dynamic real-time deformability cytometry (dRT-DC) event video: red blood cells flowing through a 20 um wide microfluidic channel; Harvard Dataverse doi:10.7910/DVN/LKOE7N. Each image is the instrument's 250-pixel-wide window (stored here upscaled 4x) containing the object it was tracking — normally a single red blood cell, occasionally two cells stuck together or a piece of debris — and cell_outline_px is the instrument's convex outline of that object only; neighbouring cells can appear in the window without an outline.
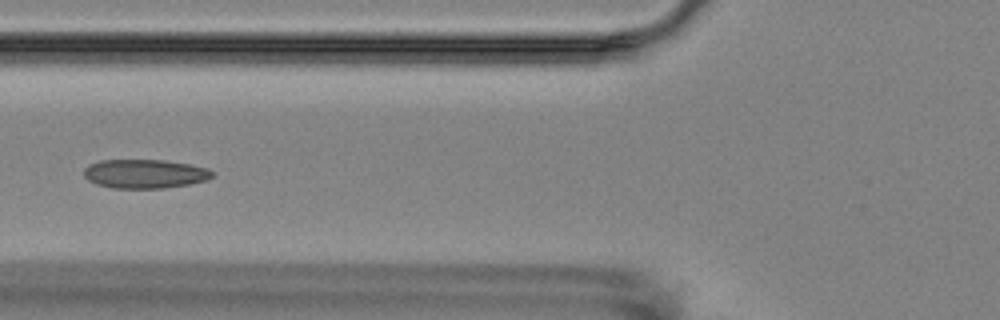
{"species": "Egyptian fruit bat (a non-hibernating species)", "species_latin": "Rousettus aegyptiacus", "temperature_condition": "room temperature", "stored_images_in_passage": 9, "camera_frame_rate_fps": 3000, "um_per_image_px": 0.085, "animal": {"sex": "female"}, "frame": {"image": 1, "passage_image": 6, "time_ms": 6.0, "image_size_px": [1000, 320], "cell_outline_px": [[216, 172], [208, 180], [188, 184], [164, 188], [112, 188], [96, 184], [88, 180], [84, 176], [84, 168], [88, 164], [100, 160], [164, 160], [192, 164], [208, 168]], "centroid_in_image_um": [12.32, 14.76], "position_along_channel_um": 113.5, "area_um2": 21.91}}
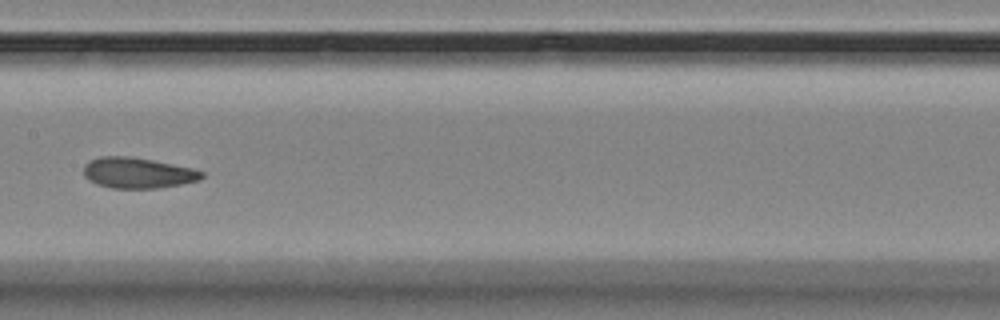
{"frame": {"image": 2, "passage_image": 8, "time_ms": 8.333, "image_size_px": [1000, 320], "cell_outline_px": [[204, 176], [200, 180], [180, 184], [156, 188], [112, 188], [96, 184], [88, 180], [84, 176], [84, 164], [100, 156], [128, 156], [152, 160], [192, 168], [204, 172]], "centroid_in_image_um": [11.69, 14.7], "position_along_channel_um": 195.7, "area_um2": 21.04}}
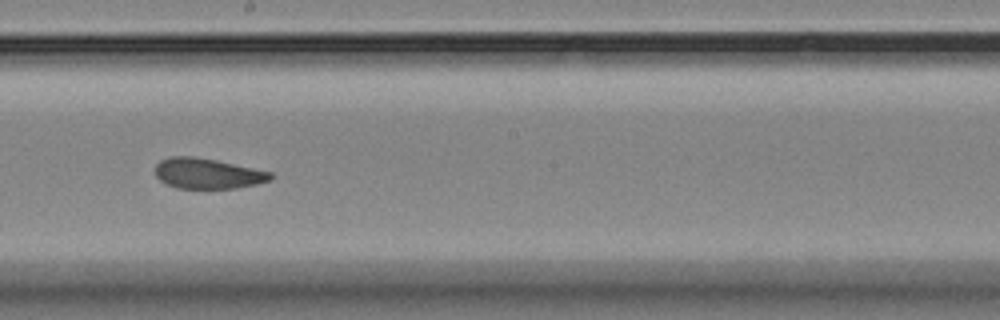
{"frame": {"image": 3, "passage_image": 9, "time_ms": 9.333, "image_size_px": [1000, 320], "cell_outline_px": [[272, 180], [256, 184], [236, 188], [176, 188], [164, 184], [156, 176], [156, 164], [160, 160], [172, 156], [192, 156], [216, 160], [272, 172]], "centroid_in_image_um": [17.63, 14.75], "position_along_channel_um": 230.6, "area_um2": 20.46}}